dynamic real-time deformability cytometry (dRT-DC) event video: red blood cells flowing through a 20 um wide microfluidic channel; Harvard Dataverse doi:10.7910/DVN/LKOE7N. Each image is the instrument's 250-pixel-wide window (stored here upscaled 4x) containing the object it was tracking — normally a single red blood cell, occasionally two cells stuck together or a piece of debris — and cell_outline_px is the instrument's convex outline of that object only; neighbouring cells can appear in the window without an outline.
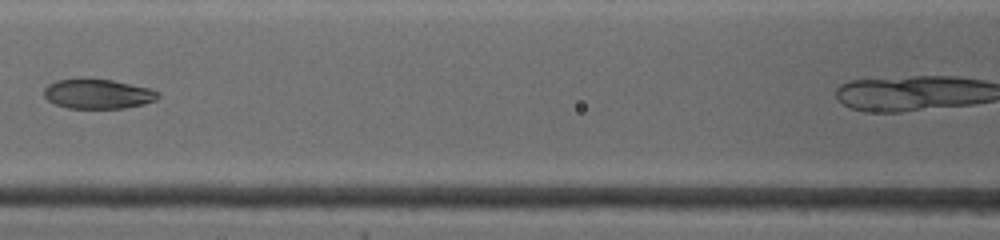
{"species": "common noctule bat (a hibernating species)", "species_latin": "Nyctalus noctula", "temperature_condition": "warm", "stored_images_in_passage": 5, "camera_frame_rate_fps": 4500, "um_per_image_px": 0.085, "animal": {"sex": "female", "body_mass_g": 19.0, "forearm_length_mm": 53.3}, "frame": {"image": 1, "passage_image": 4, "time_ms": 3.556, "image_size_px": [1000, 240], "cell_outline_px": [[160, 96], [156, 100], [144, 104], [124, 108], [68, 108], [56, 104], [48, 100], [44, 96], [44, 88], [48, 84], [56, 80], [80, 76], [84, 76], [112, 80], [148, 88], [160, 92]], "centroid_in_image_um": [8.28, 7.94], "position_along_channel_um": 158.3, "area_um2": 20.23}}